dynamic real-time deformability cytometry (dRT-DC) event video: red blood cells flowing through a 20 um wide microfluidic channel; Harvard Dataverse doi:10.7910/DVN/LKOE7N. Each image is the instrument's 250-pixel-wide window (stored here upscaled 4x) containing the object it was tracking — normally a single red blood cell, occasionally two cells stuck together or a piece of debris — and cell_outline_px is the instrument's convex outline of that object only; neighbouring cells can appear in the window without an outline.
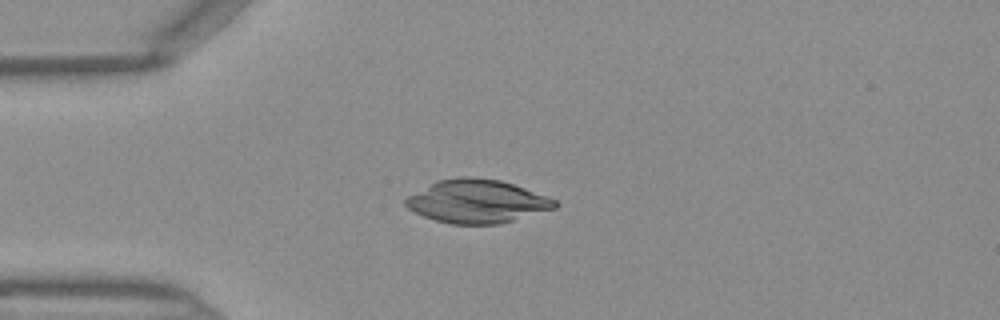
{"species": "Egyptian fruit bat (a non-hibernating species)", "species_latin": "Rousettus aegyptiacus", "temperature_condition": "warm", "stored_images_in_passage": 35, "camera_frame_rate_fps": 3000, "um_per_image_px": 0.085, "frame": {"image": 1, "passage_image": 1, "time_ms": 0.0, "image_size_px": [1000, 320], "cell_outline_px": [[560, 204], [556, 208], [512, 220], [496, 224], [452, 224], [436, 220], [424, 216], [408, 208], [404, 204], [404, 200], [408, 196], [436, 180], [460, 176], [468, 176], [500, 180], [524, 188], [556, 200]], "centroid_in_image_um": [40.53, 17.1], "position_along_channel_um": 44.5, "area_um2": 37.34}}
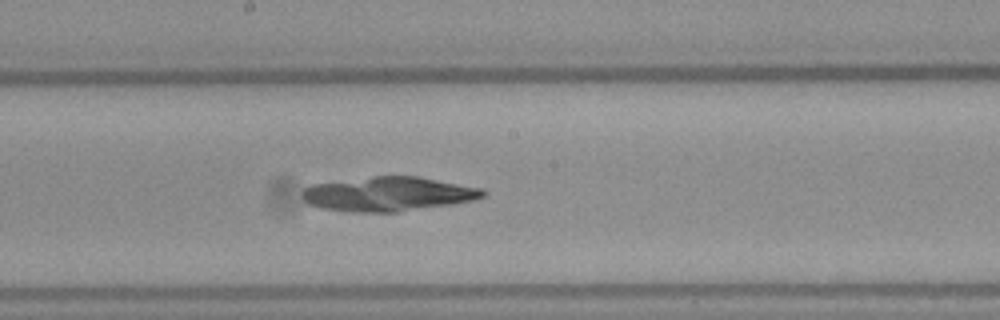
{"frame": {"image": 2, "passage_image": 14, "time_ms": 4.333, "image_size_px": [1000, 320], "cell_outline_px": [[488, 192], [484, 196], [472, 200], [452, 204], [396, 212], [356, 212], [320, 208], [308, 204], [304, 200], [304, 188], [312, 184], [372, 176], [420, 176], [484, 188]], "centroid_in_image_um": [33.05, 16.48], "position_along_channel_um": 215.2, "area_um2": 36.24}}
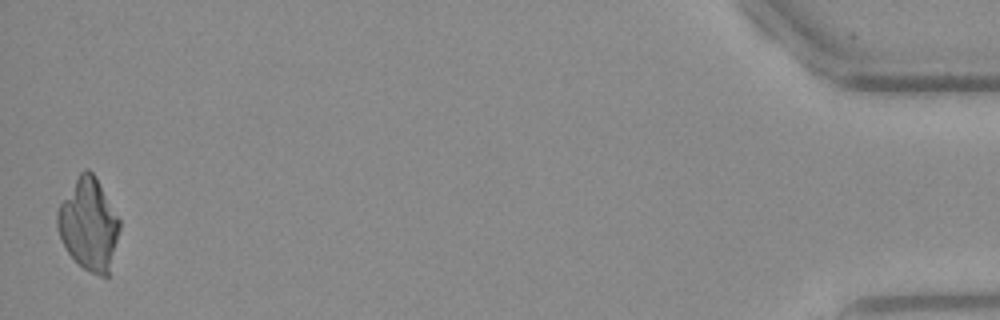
{"frame": {"image": 3, "passage_image": 35, "time_ms": 11.333, "image_size_px": [1000, 320], "cell_outline_px": [[120, 228], [108, 276], [100, 276], [84, 268], [68, 252], [60, 236], [56, 224], [56, 212], [60, 204], [80, 172], [88, 168], [96, 176], [120, 220]], "centroid_in_image_um": [7.55, 19.05], "position_along_channel_um": 427.7, "area_um2": 32.77}}